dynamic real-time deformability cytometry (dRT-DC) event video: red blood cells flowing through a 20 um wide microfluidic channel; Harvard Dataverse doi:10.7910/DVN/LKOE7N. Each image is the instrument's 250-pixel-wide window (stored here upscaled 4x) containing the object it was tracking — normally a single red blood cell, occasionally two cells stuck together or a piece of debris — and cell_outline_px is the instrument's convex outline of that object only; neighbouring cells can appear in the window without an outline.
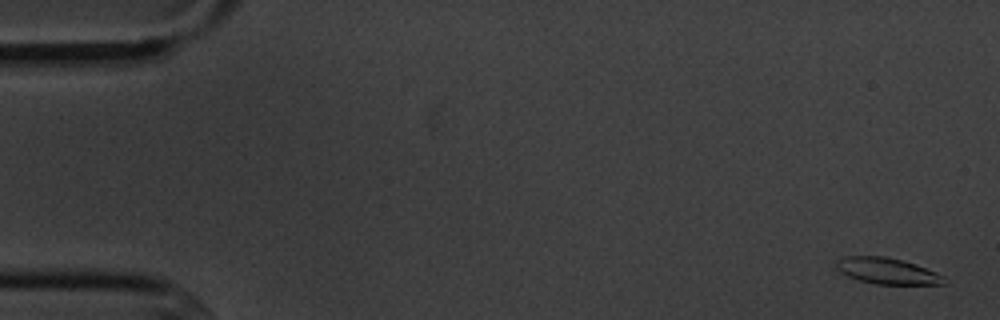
{"species": "common noctule bat (a hibernating species)", "species_latin": "Nyctalus noctula", "temperature_condition": "cold", "stored_images_in_passage": 5, "camera_frame_rate_fps": 3000, "um_per_image_px": 0.085, "animal": {"sex": "male", "body_mass_g": 20.1, "forearm_length_mm": 53.5}, "frame": {"image": 1, "passage_image": 1, "time_ms": 0.0, "image_size_px": [1000, 320], "cell_outline_px": [[944, 284], [876, 284], [860, 280], [848, 276], [840, 272], [836, 268], [836, 260], [844, 256], [884, 256], [916, 264], [936, 272], [944, 276]], "centroid_in_image_um": [75.38, 23.02], "position_along_channel_um": 9.6, "area_um2": 16.3}}